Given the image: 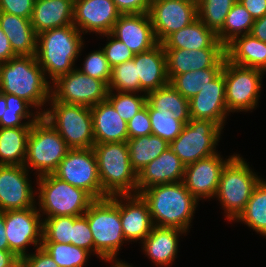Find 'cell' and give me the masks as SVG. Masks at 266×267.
Listing matches in <instances>:
<instances>
[{"label":"cell","instance_id":"6da1fadb","mask_svg":"<svg viewBox=\"0 0 266 267\" xmlns=\"http://www.w3.org/2000/svg\"><path fill=\"white\" fill-rule=\"evenodd\" d=\"M0 93L24 99L42 116L45 112L42 106L51 97V81L36 56H16L0 63Z\"/></svg>","mask_w":266,"mask_h":267},{"label":"cell","instance_id":"7a4b0ae2","mask_svg":"<svg viewBox=\"0 0 266 267\" xmlns=\"http://www.w3.org/2000/svg\"><path fill=\"white\" fill-rule=\"evenodd\" d=\"M139 194L148 205L154 226L189 232L199 201L183 182L153 185Z\"/></svg>","mask_w":266,"mask_h":267},{"label":"cell","instance_id":"3957f363","mask_svg":"<svg viewBox=\"0 0 266 267\" xmlns=\"http://www.w3.org/2000/svg\"><path fill=\"white\" fill-rule=\"evenodd\" d=\"M82 33L74 25L49 29L37 34L36 58L51 83L72 71L84 48Z\"/></svg>","mask_w":266,"mask_h":267},{"label":"cell","instance_id":"277c9868","mask_svg":"<svg viewBox=\"0 0 266 267\" xmlns=\"http://www.w3.org/2000/svg\"><path fill=\"white\" fill-rule=\"evenodd\" d=\"M103 198L137 194L138 174L130 162L127 142L94 144Z\"/></svg>","mask_w":266,"mask_h":267},{"label":"cell","instance_id":"5b68a950","mask_svg":"<svg viewBox=\"0 0 266 267\" xmlns=\"http://www.w3.org/2000/svg\"><path fill=\"white\" fill-rule=\"evenodd\" d=\"M84 215L94 239V255L104 261L115 259L127 242L120 219V195L94 200Z\"/></svg>","mask_w":266,"mask_h":267},{"label":"cell","instance_id":"8992f818","mask_svg":"<svg viewBox=\"0 0 266 267\" xmlns=\"http://www.w3.org/2000/svg\"><path fill=\"white\" fill-rule=\"evenodd\" d=\"M261 179L240 154L234 153L221 172L215 196L222 205L224 216L228 221H235L244 211L255 186Z\"/></svg>","mask_w":266,"mask_h":267},{"label":"cell","instance_id":"52a82bcc","mask_svg":"<svg viewBox=\"0 0 266 267\" xmlns=\"http://www.w3.org/2000/svg\"><path fill=\"white\" fill-rule=\"evenodd\" d=\"M38 211L41 216H81L94 199L83 189L62 181L53 174L36 176Z\"/></svg>","mask_w":266,"mask_h":267},{"label":"cell","instance_id":"ba28073f","mask_svg":"<svg viewBox=\"0 0 266 267\" xmlns=\"http://www.w3.org/2000/svg\"><path fill=\"white\" fill-rule=\"evenodd\" d=\"M70 149L57 130L40 116L28 135L24 166L35 170L37 177L52 174Z\"/></svg>","mask_w":266,"mask_h":267},{"label":"cell","instance_id":"9c48e42d","mask_svg":"<svg viewBox=\"0 0 266 267\" xmlns=\"http://www.w3.org/2000/svg\"><path fill=\"white\" fill-rule=\"evenodd\" d=\"M42 117L50 123L71 149L93 148L95 139L91 109L88 106L54 101Z\"/></svg>","mask_w":266,"mask_h":267},{"label":"cell","instance_id":"30bf717a","mask_svg":"<svg viewBox=\"0 0 266 267\" xmlns=\"http://www.w3.org/2000/svg\"><path fill=\"white\" fill-rule=\"evenodd\" d=\"M222 129L210 120L190 119L180 135L170 143V148L187 166L217 153Z\"/></svg>","mask_w":266,"mask_h":267},{"label":"cell","instance_id":"8fae6325","mask_svg":"<svg viewBox=\"0 0 266 267\" xmlns=\"http://www.w3.org/2000/svg\"><path fill=\"white\" fill-rule=\"evenodd\" d=\"M223 74L228 112H248L256 109L265 72L238 66L225 60Z\"/></svg>","mask_w":266,"mask_h":267},{"label":"cell","instance_id":"7c38bea8","mask_svg":"<svg viewBox=\"0 0 266 267\" xmlns=\"http://www.w3.org/2000/svg\"><path fill=\"white\" fill-rule=\"evenodd\" d=\"M52 174L72 186L83 189L94 200L103 199L93 148L70 149Z\"/></svg>","mask_w":266,"mask_h":267},{"label":"cell","instance_id":"4fadbf2b","mask_svg":"<svg viewBox=\"0 0 266 267\" xmlns=\"http://www.w3.org/2000/svg\"><path fill=\"white\" fill-rule=\"evenodd\" d=\"M51 84L54 101L88 107L107 100L109 92L105 82L82 73L78 68L56 78Z\"/></svg>","mask_w":266,"mask_h":267},{"label":"cell","instance_id":"5bb4252c","mask_svg":"<svg viewBox=\"0 0 266 267\" xmlns=\"http://www.w3.org/2000/svg\"><path fill=\"white\" fill-rule=\"evenodd\" d=\"M38 208L4 212L5 233L11 251L20 260L28 255V247L39 248L42 244L43 220ZM27 248V249H26Z\"/></svg>","mask_w":266,"mask_h":267},{"label":"cell","instance_id":"9a60e30c","mask_svg":"<svg viewBox=\"0 0 266 267\" xmlns=\"http://www.w3.org/2000/svg\"><path fill=\"white\" fill-rule=\"evenodd\" d=\"M155 38L162 43L170 34L198 18L197 1L152 0L148 11Z\"/></svg>","mask_w":266,"mask_h":267},{"label":"cell","instance_id":"2e32d148","mask_svg":"<svg viewBox=\"0 0 266 267\" xmlns=\"http://www.w3.org/2000/svg\"><path fill=\"white\" fill-rule=\"evenodd\" d=\"M28 176L29 170L24 165H0V211L37 206V190H33Z\"/></svg>","mask_w":266,"mask_h":267},{"label":"cell","instance_id":"e0dca14e","mask_svg":"<svg viewBox=\"0 0 266 267\" xmlns=\"http://www.w3.org/2000/svg\"><path fill=\"white\" fill-rule=\"evenodd\" d=\"M219 152L185 166L183 184L188 191L199 201L215 198L220 176L227 162Z\"/></svg>","mask_w":266,"mask_h":267},{"label":"cell","instance_id":"ac0fdd59","mask_svg":"<svg viewBox=\"0 0 266 267\" xmlns=\"http://www.w3.org/2000/svg\"><path fill=\"white\" fill-rule=\"evenodd\" d=\"M120 15L113 0H74L73 25L82 34H108Z\"/></svg>","mask_w":266,"mask_h":267},{"label":"cell","instance_id":"d6986e66","mask_svg":"<svg viewBox=\"0 0 266 267\" xmlns=\"http://www.w3.org/2000/svg\"><path fill=\"white\" fill-rule=\"evenodd\" d=\"M189 101L191 119L210 120L224 129L229 112L225 98V77L222 72Z\"/></svg>","mask_w":266,"mask_h":267},{"label":"cell","instance_id":"ffe728a7","mask_svg":"<svg viewBox=\"0 0 266 267\" xmlns=\"http://www.w3.org/2000/svg\"><path fill=\"white\" fill-rule=\"evenodd\" d=\"M110 34L126 44L134 54L149 51L158 44L148 12L121 14Z\"/></svg>","mask_w":266,"mask_h":267},{"label":"cell","instance_id":"44dd1931","mask_svg":"<svg viewBox=\"0 0 266 267\" xmlns=\"http://www.w3.org/2000/svg\"><path fill=\"white\" fill-rule=\"evenodd\" d=\"M169 81L179 74L212 68L224 55L225 46L217 39L209 48L164 49Z\"/></svg>","mask_w":266,"mask_h":267},{"label":"cell","instance_id":"7402d4cb","mask_svg":"<svg viewBox=\"0 0 266 267\" xmlns=\"http://www.w3.org/2000/svg\"><path fill=\"white\" fill-rule=\"evenodd\" d=\"M120 219L128 242H142L154 227L148 205L138 193L120 195Z\"/></svg>","mask_w":266,"mask_h":267},{"label":"cell","instance_id":"603a6c76","mask_svg":"<svg viewBox=\"0 0 266 267\" xmlns=\"http://www.w3.org/2000/svg\"><path fill=\"white\" fill-rule=\"evenodd\" d=\"M185 165L169 147L138 173L137 193L158 184L182 182Z\"/></svg>","mask_w":266,"mask_h":267},{"label":"cell","instance_id":"cb8c5ba5","mask_svg":"<svg viewBox=\"0 0 266 267\" xmlns=\"http://www.w3.org/2000/svg\"><path fill=\"white\" fill-rule=\"evenodd\" d=\"M133 60L140 81V93L147 94L169 84L166 54L161 43L149 51L135 54Z\"/></svg>","mask_w":266,"mask_h":267},{"label":"cell","instance_id":"d4e9b609","mask_svg":"<svg viewBox=\"0 0 266 267\" xmlns=\"http://www.w3.org/2000/svg\"><path fill=\"white\" fill-rule=\"evenodd\" d=\"M95 144L127 142V122L116 112L108 100L90 107Z\"/></svg>","mask_w":266,"mask_h":267},{"label":"cell","instance_id":"484cf974","mask_svg":"<svg viewBox=\"0 0 266 267\" xmlns=\"http://www.w3.org/2000/svg\"><path fill=\"white\" fill-rule=\"evenodd\" d=\"M182 234L186 235L187 232L177 228L154 226L141 242V248L155 266H170L177 256L179 237Z\"/></svg>","mask_w":266,"mask_h":267},{"label":"cell","instance_id":"4316f807","mask_svg":"<svg viewBox=\"0 0 266 267\" xmlns=\"http://www.w3.org/2000/svg\"><path fill=\"white\" fill-rule=\"evenodd\" d=\"M74 0H35L30 22L36 32L73 25Z\"/></svg>","mask_w":266,"mask_h":267},{"label":"cell","instance_id":"83f0119b","mask_svg":"<svg viewBox=\"0 0 266 267\" xmlns=\"http://www.w3.org/2000/svg\"><path fill=\"white\" fill-rule=\"evenodd\" d=\"M0 26L16 56H36L37 34L30 19L0 12Z\"/></svg>","mask_w":266,"mask_h":267},{"label":"cell","instance_id":"f1b7e54d","mask_svg":"<svg viewBox=\"0 0 266 267\" xmlns=\"http://www.w3.org/2000/svg\"><path fill=\"white\" fill-rule=\"evenodd\" d=\"M225 56L232 64L266 73V43L251 34L238 36L229 42L225 46Z\"/></svg>","mask_w":266,"mask_h":267},{"label":"cell","instance_id":"f546056e","mask_svg":"<svg viewBox=\"0 0 266 267\" xmlns=\"http://www.w3.org/2000/svg\"><path fill=\"white\" fill-rule=\"evenodd\" d=\"M217 40L216 33L199 18L170 34L161 44L164 49L198 50L209 48Z\"/></svg>","mask_w":266,"mask_h":267},{"label":"cell","instance_id":"4dcf8cb0","mask_svg":"<svg viewBox=\"0 0 266 267\" xmlns=\"http://www.w3.org/2000/svg\"><path fill=\"white\" fill-rule=\"evenodd\" d=\"M31 127L0 128V165H24Z\"/></svg>","mask_w":266,"mask_h":267},{"label":"cell","instance_id":"1f68e13d","mask_svg":"<svg viewBox=\"0 0 266 267\" xmlns=\"http://www.w3.org/2000/svg\"><path fill=\"white\" fill-rule=\"evenodd\" d=\"M225 60L224 55L212 68L175 75L169 84L183 97L190 100L222 72Z\"/></svg>","mask_w":266,"mask_h":267},{"label":"cell","instance_id":"d6a6232c","mask_svg":"<svg viewBox=\"0 0 266 267\" xmlns=\"http://www.w3.org/2000/svg\"><path fill=\"white\" fill-rule=\"evenodd\" d=\"M127 144L131 166L137 174L170 147L166 140L153 134L128 139Z\"/></svg>","mask_w":266,"mask_h":267},{"label":"cell","instance_id":"836d02e7","mask_svg":"<svg viewBox=\"0 0 266 267\" xmlns=\"http://www.w3.org/2000/svg\"><path fill=\"white\" fill-rule=\"evenodd\" d=\"M146 103L152 109H164L174 114V118L184 124L190 121L189 101L172 85L168 84L146 94Z\"/></svg>","mask_w":266,"mask_h":267},{"label":"cell","instance_id":"e575fe53","mask_svg":"<svg viewBox=\"0 0 266 267\" xmlns=\"http://www.w3.org/2000/svg\"><path fill=\"white\" fill-rule=\"evenodd\" d=\"M264 180L261 179L255 186L244 211L234 222H242L266 237V179Z\"/></svg>","mask_w":266,"mask_h":267},{"label":"cell","instance_id":"d590c367","mask_svg":"<svg viewBox=\"0 0 266 267\" xmlns=\"http://www.w3.org/2000/svg\"><path fill=\"white\" fill-rule=\"evenodd\" d=\"M254 18L237 0L226 16L223 27L216 33L217 39L226 46L234 38L250 34Z\"/></svg>","mask_w":266,"mask_h":267},{"label":"cell","instance_id":"8d00e7d4","mask_svg":"<svg viewBox=\"0 0 266 267\" xmlns=\"http://www.w3.org/2000/svg\"><path fill=\"white\" fill-rule=\"evenodd\" d=\"M236 2L237 0H197L198 18L217 33Z\"/></svg>","mask_w":266,"mask_h":267},{"label":"cell","instance_id":"74e56055","mask_svg":"<svg viewBox=\"0 0 266 267\" xmlns=\"http://www.w3.org/2000/svg\"><path fill=\"white\" fill-rule=\"evenodd\" d=\"M41 247L59 267H84L91 255L87 250L73 244L42 242Z\"/></svg>","mask_w":266,"mask_h":267},{"label":"cell","instance_id":"f35d334b","mask_svg":"<svg viewBox=\"0 0 266 267\" xmlns=\"http://www.w3.org/2000/svg\"><path fill=\"white\" fill-rule=\"evenodd\" d=\"M152 134L166 140L169 144L176 139L183 130L184 123L174 118V114L164 109H152L148 104Z\"/></svg>","mask_w":266,"mask_h":267},{"label":"cell","instance_id":"ab89813d","mask_svg":"<svg viewBox=\"0 0 266 267\" xmlns=\"http://www.w3.org/2000/svg\"><path fill=\"white\" fill-rule=\"evenodd\" d=\"M107 100L112 104L120 117L128 122L146 105V94L120 91L115 93L114 91H109Z\"/></svg>","mask_w":266,"mask_h":267},{"label":"cell","instance_id":"60d3db41","mask_svg":"<svg viewBox=\"0 0 266 267\" xmlns=\"http://www.w3.org/2000/svg\"><path fill=\"white\" fill-rule=\"evenodd\" d=\"M108 89L115 92H140V81L137 79V67L133 59L112 68Z\"/></svg>","mask_w":266,"mask_h":267},{"label":"cell","instance_id":"b9f144b4","mask_svg":"<svg viewBox=\"0 0 266 267\" xmlns=\"http://www.w3.org/2000/svg\"><path fill=\"white\" fill-rule=\"evenodd\" d=\"M73 216H54L43 219L42 242L71 244Z\"/></svg>","mask_w":266,"mask_h":267},{"label":"cell","instance_id":"7bdbcfd3","mask_svg":"<svg viewBox=\"0 0 266 267\" xmlns=\"http://www.w3.org/2000/svg\"><path fill=\"white\" fill-rule=\"evenodd\" d=\"M78 70L90 77L105 82L107 85L112 75V67L102 49L91 51V53L86 55L83 67L81 69L78 68Z\"/></svg>","mask_w":266,"mask_h":267},{"label":"cell","instance_id":"ee69618b","mask_svg":"<svg viewBox=\"0 0 266 267\" xmlns=\"http://www.w3.org/2000/svg\"><path fill=\"white\" fill-rule=\"evenodd\" d=\"M100 36L107 37L108 42L102 50L112 68L134 58L135 54L127 47V45L113 37L110 33Z\"/></svg>","mask_w":266,"mask_h":267},{"label":"cell","instance_id":"f6af8a7d","mask_svg":"<svg viewBox=\"0 0 266 267\" xmlns=\"http://www.w3.org/2000/svg\"><path fill=\"white\" fill-rule=\"evenodd\" d=\"M71 244L94 253V239L86 216H73V233Z\"/></svg>","mask_w":266,"mask_h":267},{"label":"cell","instance_id":"bcb514c9","mask_svg":"<svg viewBox=\"0 0 266 267\" xmlns=\"http://www.w3.org/2000/svg\"><path fill=\"white\" fill-rule=\"evenodd\" d=\"M128 139L152 134L151 120L146 105L127 122Z\"/></svg>","mask_w":266,"mask_h":267},{"label":"cell","instance_id":"7dc6e473","mask_svg":"<svg viewBox=\"0 0 266 267\" xmlns=\"http://www.w3.org/2000/svg\"><path fill=\"white\" fill-rule=\"evenodd\" d=\"M41 115L35 111V113H17V110H12L6 108L1 120V127H32V124L40 117ZM32 117V119H31ZM28 121H26V120ZM25 121V122H24Z\"/></svg>","mask_w":266,"mask_h":267},{"label":"cell","instance_id":"c3c4849f","mask_svg":"<svg viewBox=\"0 0 266 267\" xmlns=\"http://www.w3.org/2000/svg\"><path fill=\"white\" fill-rule=\"evenodd\" d=\"M35 0H0V12L31 19Z\"/></svg>","mask_w":266,"mask_h":267},{"label":"cell","instance_id":"681fc988","mask_svg":"<svg viewBox=\"0 0 266 267\" xmlns=\"http://www.w3.org/2000/svg\"><path fill=\"white\" fill-rule=\"evenodd\" d=\"M20 262L23 267H59L42 247L36 248L35 253L24 256Z\"/></svg>","mask_w":266,"mask_h":267},{"label":"cell","instance_id":"f907efd6","mask_svg":"<svg viewBox=\"0 0 266 267\" xmlns=\"http://www.w3.org/2000/svg\"><path fill=\"white\" fill-rule=\"evenodd\" d=\"M152 0H113L121 14L147 13Z\"/></svg>","mask_w":266,"mask_h":267},{"label":"cell","instance_id":"816d5d0a","mask_svg":"<svg viewBox=\"0 0 266 267\" xmlns=\"http://www.w3.org/2000/svg\"><path fill=\"white\" fill-rule=\"evenodd\" d=\"M252 15L254 20L266 14V0H238Z\"/></svg>","mask_w":266,"mask_h":267},{"label":"cell","instance_id":"f5cc1de1","mask_svg":"<svg viewBox=\"0 0 266 267\" xmlns=\"http://www.w3.org/2000/svg\"><path fill=\"white\" fill-rule=\"evenodd\" d=\"M7 102V108L12 110H17V113H32L30 108L32 106L22 98H19L13 94H2ZM30 107V108H29Z\"/></svg>","mask_w":266,"mask_h":267},{"label":"cell","instance_id":"db71d44e","mask_svg":"<svg viewBox=\"0 0 266 267\" xmlns=\"http://www.w3.org/2000/svg\"><path fill=\"white\" fill-rule=\"evenodd\" d=\"M14 57L16 55L12 50L11 43L0 26V63L7 62Z\"/></svg>","mask_w":266,"mask_h":267},{"label":"cell","instance_id":"11a10c76","mask_svg":"<svg viewBox=\"0 0 266 267\" xmlns=\"http://www.w3.org/2000/svg\"><path fill=\"white\" fill-rule=\"evenodd\" d=\"M250 34L266 43V14L262 18L254 21Z\"/></svg>","mask_w":266,"mask_h":267},{"label":"cell","instance_id":"9f6ffc18","mask_svg":"<svg viewBox=\"0 0 266 267\" xmlns=\"http://www.w3.org/2000/svg\"><path fill=\"white\" fill-rule=\"evenodd\" d=\"M20 259L9 250H0V267H14Z\"/></svg>","mask_w":266,"mask_h":267},{"label":"cell","instance_id":"6f0895ef","mask_svg":"<svg viewBox=\"0 0 266 267\" xmlns=\"http://www.w3.org/2000/svg\"><path fill=\"white\" fill-rule=\"evenodd\" d=\"M4 212L0 211V250H9V244L5 233Z\"/></svg>","mask_w":266,"mask_h":267},{"label":"cell","instance_id":"680465c9","mask_svg":"<svg viewBox=\"0 0 266 267\" xmlns=\"http://www.w3.org/2000/svg\"><path fill=\"white\" fill-rule=\"evenodd\" d=\"M105 262L113 263V264H111L110 267H133L132 265H130L126 261H124V262L122 260L119 261V259L117 260V258L109 259V260H106Z\"/></svg>","mask_w":266,"mask_h":267},{"label":"cell","instance_id":"91938a15","mask_svg":"<svg viewBox=\"0 0 266 267\" xmlns=\"http://www.w3.org/2000/svg\"><path fill=\"white\" fill-rule=\"evenodd\" d=\"M7 108V102L5 97L0 93V120L4 114V112L6 111Z\"/></svg>","mask_w":266,"mask_h":267},{"label":"cell","instance_id":"94428289","mask_svg":"<svg viewBox=\"0 0 266 267\" xmlns=\"http://www.w3.org/2000/svg\"><path fill=\"white\" fill-rule=\"evenodd\" d=\"M14 267H23L22 263L19 261Z\"/></svg>","mask_w":266,"mask_h":267}]
</instances>
